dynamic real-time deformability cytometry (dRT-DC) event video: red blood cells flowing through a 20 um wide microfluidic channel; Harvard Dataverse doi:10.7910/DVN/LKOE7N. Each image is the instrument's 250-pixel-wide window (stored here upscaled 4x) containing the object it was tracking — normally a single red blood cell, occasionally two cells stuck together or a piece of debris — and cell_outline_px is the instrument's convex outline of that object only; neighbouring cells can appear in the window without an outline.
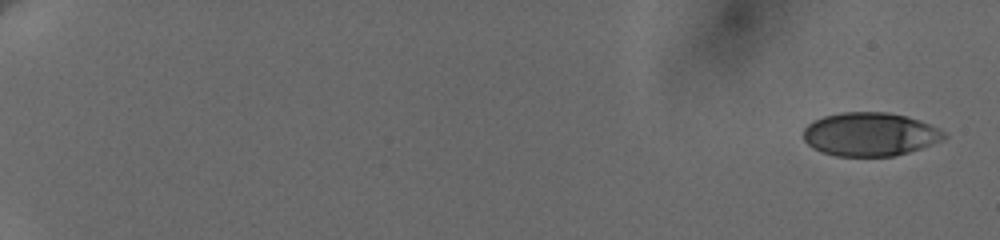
{"species": "human", "species_latin": "Homo sapiens", "temperature_condition": "cold", "stored_images_in_passage": 9, "segment_of_instrument_passage": [1, 2], "camera_frame_rate_fps": 3000, "um_per_image_px": 0.085, "donor": {"sex": "female"}, "frame": {"image": 1, "passage_image": 1, "time_ms": 0.0, "image_size_px": [1000, 240], "cell_outline_px": [[948, 136], [940, 140], [920, 148], [908, 152], [892, 156], [836, 156], [812, 148], [804, 140], [804, 128], [812, 120], [824, 116], [840, 112], [888, 112], [920, 120], [944, 132]], "centroid_in_image_um": [73.9, 11.4], "position_along_channel_um": 11.1, "area_um2": 35.43}}